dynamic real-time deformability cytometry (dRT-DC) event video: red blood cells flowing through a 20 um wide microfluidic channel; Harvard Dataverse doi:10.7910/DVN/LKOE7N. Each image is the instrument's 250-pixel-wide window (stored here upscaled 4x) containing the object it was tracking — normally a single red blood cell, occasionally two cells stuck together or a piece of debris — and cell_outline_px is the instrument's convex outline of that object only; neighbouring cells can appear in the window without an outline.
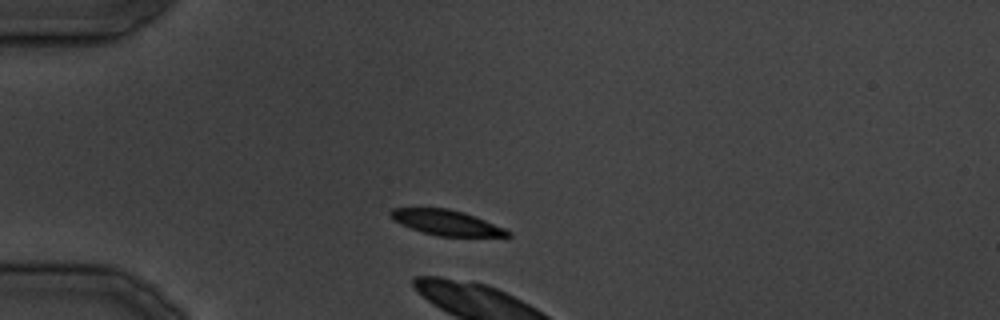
{"species": "common noctule bat (a hibernating species)", "species_latin": "Nyctalus noctula", "temperature_condition": "cold", "stored_images_in_passage": 31, "camera_frame_rate_fps": 3000, "um_per_image_px": 0.085, "animal": {"sex": "male", "body_mass_g": 19.5, "forearm_length_mm": 54.6}, "frame": {"image": 1, "passage_image": 5, "time_ms": 5.667, "image_size_px": [1000, 320], "cell_outline_px": [[512, 236], [440, 236], [420, 232], [400, 224], [392, 220], [388, 212], [392, 208], [448, 208], [464, 212], [476, 216], [504, 228], [512, 232]], "centroid_in_image_um": [37.91, 18.91], "position_along_channel_um": 47.1, "area_um2": 17.34}}
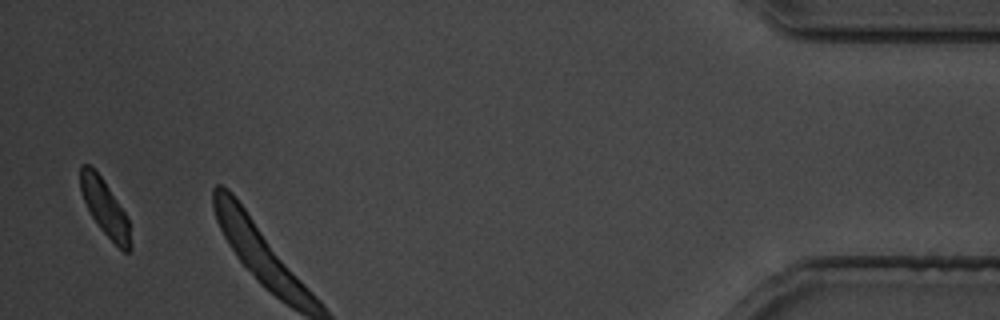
{"frame": {"image": 2, "passage_image": 31, "time_ms": 37.0, "image_size_px": [1000, 320], "cell_outline_px": [[132, 248], [128, 252], [124, 252], [100, 228], [92, 216], [80, 192], [80, 164], [92, 164], [128, 216]], "centroid_in_image_um": [8.92, 17.63], "position_along_channel_um": 426.3, "area_um2": 16.3}}